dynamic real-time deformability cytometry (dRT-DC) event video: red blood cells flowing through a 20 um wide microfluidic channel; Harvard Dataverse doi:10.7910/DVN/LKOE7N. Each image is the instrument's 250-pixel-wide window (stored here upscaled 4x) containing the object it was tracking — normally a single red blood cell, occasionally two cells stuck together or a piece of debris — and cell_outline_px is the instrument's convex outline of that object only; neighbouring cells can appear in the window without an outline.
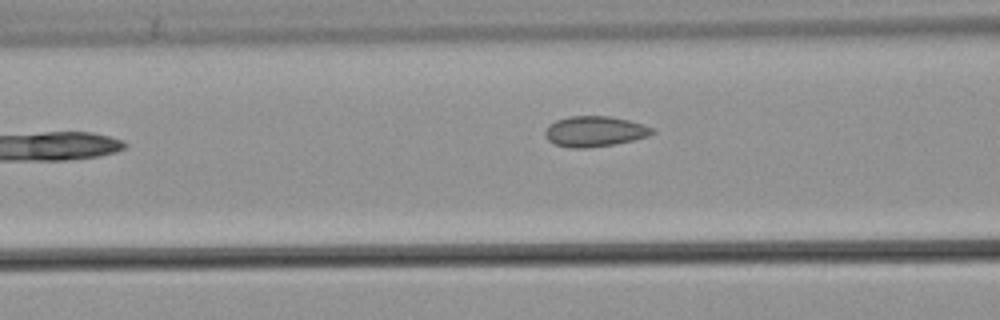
{"species": "common noctule bat (a hibernating species)", "species_latin": "Nyctalus noctula", "temperature_condition": "warm", "stored_images_in_passage": 35, "camera_frame_rate_fps": 3000, "um_per_image_px": 0.085, "animal": {"sex": "male", "body_mass_g": 21.5, "forearm_length_mm": 52.0}, "frame": {"image": 1, "passage_image": 6, "time_ms": 1.667, "image_size_px": [1000, 320], "cell_outline_px": [[656, 132], [648, 136], [616, 144], [588, 148], [572, 148], [556, 144], [548, 140], [544, 136], [544, 132], [548, 124], [556, 120], [568, 116], [608, 116], [628, 120], [644, 124], [652, 128]], "centroid_in_image_um": [50.53, 11.17], "position_along_channel_um": 116.1, "area_um2": 19.13}, "authors_computed_cell_mechanics": {"area_um2": 18.4382, "velocity_mm_per_s": 3.8572, "shape_relaxation_time_tau1_ms": null, "shape_relaxation_time_tau2_ms": 1.4947, "deformation_change_tau1": null, "deformation_change_tau2": 0.0479}}